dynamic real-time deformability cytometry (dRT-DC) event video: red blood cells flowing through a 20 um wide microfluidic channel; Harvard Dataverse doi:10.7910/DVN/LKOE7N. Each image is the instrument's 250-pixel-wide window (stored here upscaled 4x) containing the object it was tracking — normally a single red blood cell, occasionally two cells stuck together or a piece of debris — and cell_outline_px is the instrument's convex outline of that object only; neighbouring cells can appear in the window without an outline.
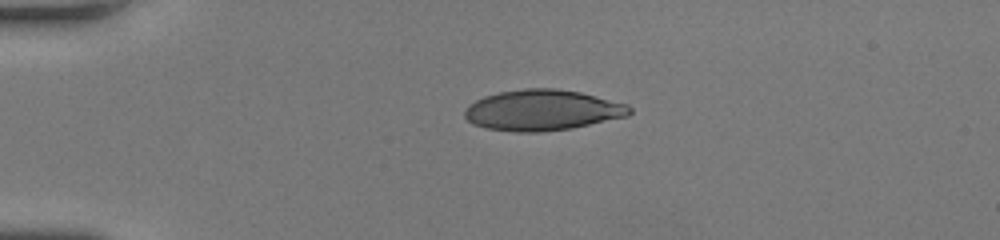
{"species": "human", "species_latin": "Homo sapiens", "temperature_condition": "room temperature", "stored_images_in_passage": 38, "camera_frame_rate_fps": 3000, "um_per_image_px": 0.085, "donor": {"sex": "female"}, "frame": {"image": 1, "passage_image": 1, "time_ms": 0.0, "image_size_px": [1000, 240], "cell_outline_px": [[632, 112], [628, 116], [572, 128], [540, 132], [516, 132], [488, 128], [472, 124], [464, 116], [464, 112], [468, 104], [484, 96], [500, 92], [524, 88], [556, 88], [580, 92], [628, 104], [632, 108]], "centroid_in_image_um": [46.11, 9.36], "position_along_channel_um": 38.9, "area_um2": 39.25}}
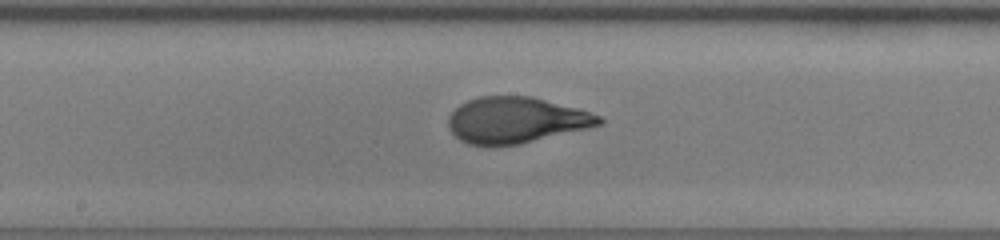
{"frame": {"image": 2, "passage_image": 16, "time_ms": 5.0, "image_size_px": [1000, 240], "cell_outline_px": [[604, 120], [600, 124], [588, 128], [520, 144], [496, 148], [492, 148], [468, 144], [460, 140], [448, 128], [448, 116], [460, 104], [468, 100], [480, 96], [532, 96], [576, 108], [600, 116]], "centroid_in_image_um": [43.8, 10.24], "position_along_channel_um": 204.4, "area_um2": 40.75}}
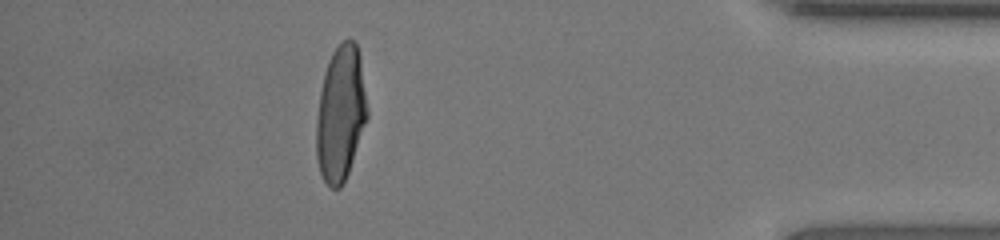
{"frame": {"image": 3, "passage_image": 33, "time_ms": 10.667, "image_size_px": [1000, 240], "cell_outline_px": [[368, 116], [348, 172], [340, 188], [328, 188], [320, 172], [316, 156], [316, 120], [320, 92], [328, 60], [332, 52], [348, 36], [356, 44], [360, 56], [368, 108]], "centroid_in_image_um": [28.95, 9.64], "position_along_channel_um": 406.3, "area_um2": 40.0}, "authors_computed_cell_mechanics": {"area_um2": 40.4889, "velocity_mm_per_s": 4.2988, "shape_relaxation_time_tau1_ms": 3.3311, "shape_relaxation_time_tau2_ms": null, "deformation_change_tau1": 0.2212, "deformation_change_tau2": null}}